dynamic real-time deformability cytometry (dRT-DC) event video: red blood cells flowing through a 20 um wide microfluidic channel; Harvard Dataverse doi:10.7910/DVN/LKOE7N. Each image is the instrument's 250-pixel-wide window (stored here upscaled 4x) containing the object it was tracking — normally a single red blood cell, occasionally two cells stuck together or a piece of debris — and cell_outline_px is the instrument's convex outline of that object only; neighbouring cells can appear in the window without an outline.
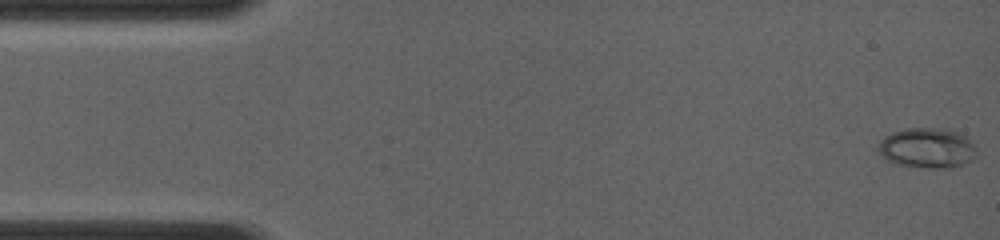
{"species": "common noctule bat (a hibernating species)", "species_latin": "Nyctalus noctula", "temperature_condition": "room temperature", "stored_images_in_passage": 7, "camera_frame_rate_fps": 4000, "um_per_image_px": 0.085, "animal": {"sex": "female", "body_mass_g": 19.0, "forearm_length_mm": 56.7}, "frame": {"image": 1, "passage_image": 1, "time_ms": 0.0, "image_size_px": [1000, 240], "cell_outline_px": [[976, 156], [964, 164], [948, 168], [928, 168], [896, 164], [888, 160], [876, 148], [880, 140], [884, 136], [892, 132], [908, 128], [948, 128], [964, 136], [976, 148]], "centroid_in_image_um": [78.79, 12.57], "position_along_channel_um": 6.2, "area_um2": 22.95}}